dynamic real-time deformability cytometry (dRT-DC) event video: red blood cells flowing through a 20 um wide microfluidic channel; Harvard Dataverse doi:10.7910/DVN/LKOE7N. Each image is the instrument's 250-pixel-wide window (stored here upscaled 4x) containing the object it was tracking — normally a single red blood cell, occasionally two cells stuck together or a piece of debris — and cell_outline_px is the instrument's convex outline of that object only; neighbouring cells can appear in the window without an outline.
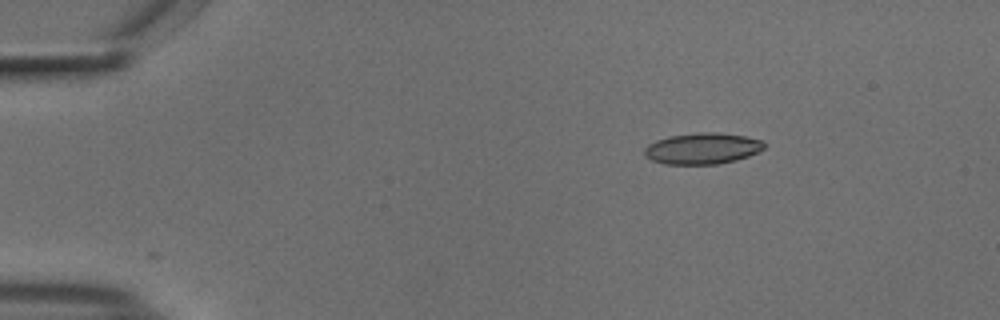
{"species": "common noctule bat (a hibernating species)", "species_latin": "Nyctalus noctula", "temperature_condition": "cold", "stored_images_in_passage": 2, "camera_frame_rate_fps": 3000, "um_per_image_px": 0.085, "animal": {"sex": "male", "body_mass_g": 18.8}, "frame": {"image": 1, "passage_image": 1, "time_ms": 0.0, "image_size_px": [1000, 320], "cell_outline_px": [[768, 144], [764, 148], [748, 156], [736, 160], [716, 164], [664, 164], [652, 160], [644, 152], [644, 148], [648, 144], [656, 140], [668, 136], [700, 132], [716, 132], [744, 136], [764, 140]], "centroid_in_image_um": [59.73, 12.61], "position_along_channel_um": 25.3, "area_um2": 21.79}}